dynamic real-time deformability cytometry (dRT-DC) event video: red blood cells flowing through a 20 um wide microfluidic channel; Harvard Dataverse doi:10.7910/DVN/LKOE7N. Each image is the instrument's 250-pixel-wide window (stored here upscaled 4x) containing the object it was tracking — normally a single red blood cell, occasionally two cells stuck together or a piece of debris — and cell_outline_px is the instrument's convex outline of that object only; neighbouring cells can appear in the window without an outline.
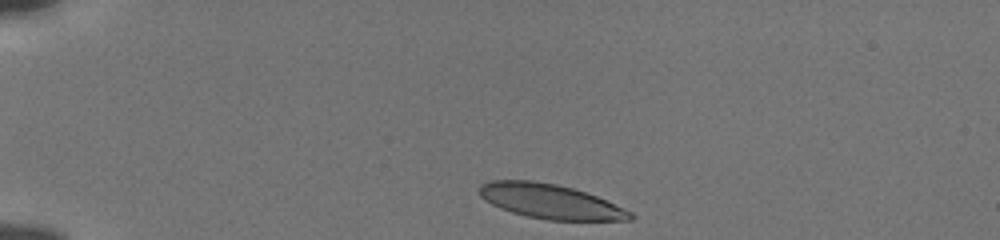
{"species": "human", "species_latin": "Homo sapiens", "temperature_condition": "cold", "stored_images_in_passage": 43, "camera_frame_rate_fps": 3000, "um_per_image_px": 0.085, "donor": {"sex": "male"}, "frame": {"image": 1, "passage_image": 1, "time_ms": 0.0, "image_size_px": [1000, 240], "cell_outline_px": [[636, 216], [632, 220], [548, 220], [528, 216], [512, 212], [500, 208], [484, 200], [480, 196], [480, 184], [488, 180], [532, 180], [556, 184], [572, 188], [596, 196], [632, 212]], "centroid_in_image_um": [46.76, 17.11], "position_along_channel_um": 38.2, "area_um2": 30.23}}
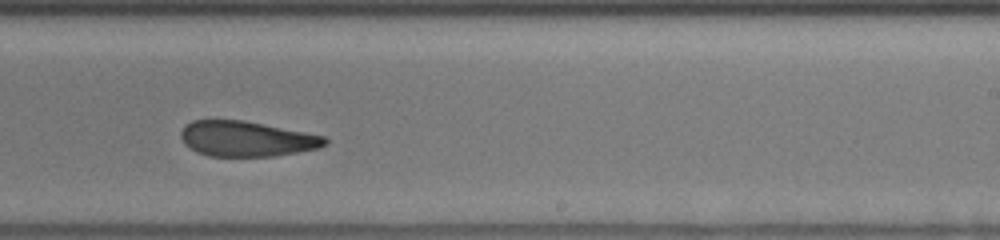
{"frame": {"image": 2, "passage_image": 24, "time_ms": 7.667, "image_size_px": [1000, 240], "cell_outline_px": [[328, 144], [320, 148], [272, 156], [208, 156], [196, 152], [184, 144], [180, 136], [180, 132], [184, 124], [192, 120], [244, 120], [324, 136], [328, 140]], "centroid_in_image_um": [20.92, 11.79], "position_along_channel_um": 268.1, "area_um2": 29.71}}
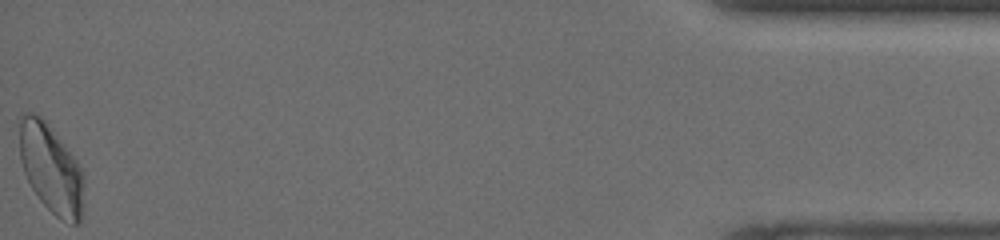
{"frame": {"image": 3, "passage_image": 43, "time_ms": 14.0, "image_size_px": [1000, 240], "cell_outline_px": [[84, 212], [80, 224], [72, 224], [60, 220], [40, 200], [32, 188], [24, 172], [20, 160], [16, 120], [16, 116], [24, 112], [32, 112], [40, 116], [44, 120], [64, 144], [76, 160], [84, 176]], "centroid_in_image_um": [4.31, 14.32], "position_along_channel_um": 430.9, "area_um2": 34.28}, "authors_computed_cell_mechanics": {"area_um2": 31.212, "velocity_mm_per_s": 3.8176, "shape_relaxation_time_tau1_ms": null, "shape_relaxation_time_tau2_ms": 3.1949, "deformation_change_tau1": null, "deformation_change_tau2": 0.1143}}